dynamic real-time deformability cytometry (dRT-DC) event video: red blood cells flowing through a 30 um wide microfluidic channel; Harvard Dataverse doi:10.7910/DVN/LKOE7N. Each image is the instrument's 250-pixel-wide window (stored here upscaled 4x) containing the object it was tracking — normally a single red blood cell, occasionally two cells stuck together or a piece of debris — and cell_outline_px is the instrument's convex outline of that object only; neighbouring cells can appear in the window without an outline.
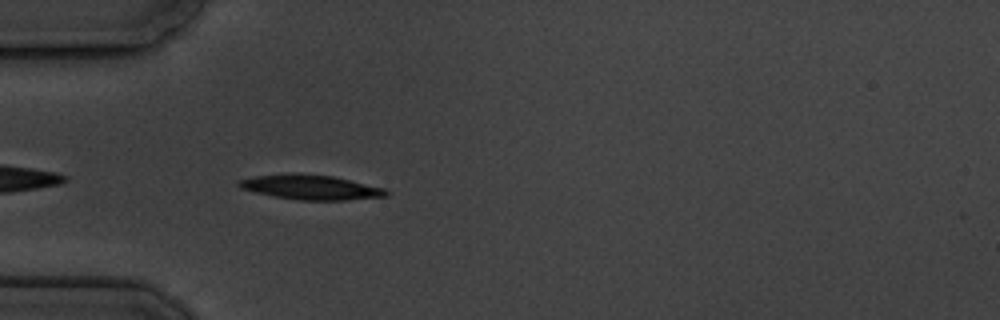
{"species": "common noctule bat (a hibernating species)", "species_latin": "Nyctalus noctula", "temperature_condition": "cold", "stored_images_in_passage": 4, "camera_frame_rate_fps": 3000, "um_per_image_px": 0.085, "animal": {"sex": "male", "body_mass_g": 19.5, "forearm_length_mm": 54.6}, "frame": {"image": 1, "passage_image": 4, "time_ms": 4.333, "image_size_px": [1000, 320], "cell_outline_px": [[392, 192], [388, 196], [348, 200], [300, 200], [276, 196], [256, 192], [240, 188], [236, 184], [240, 180], [256, 176], [292, 172], [332, 176], [384, 188]], "centroid_in_image_um": [26.45, 15.91], "position_along_channel_um": 58.6, "area_um2": 21.15}}